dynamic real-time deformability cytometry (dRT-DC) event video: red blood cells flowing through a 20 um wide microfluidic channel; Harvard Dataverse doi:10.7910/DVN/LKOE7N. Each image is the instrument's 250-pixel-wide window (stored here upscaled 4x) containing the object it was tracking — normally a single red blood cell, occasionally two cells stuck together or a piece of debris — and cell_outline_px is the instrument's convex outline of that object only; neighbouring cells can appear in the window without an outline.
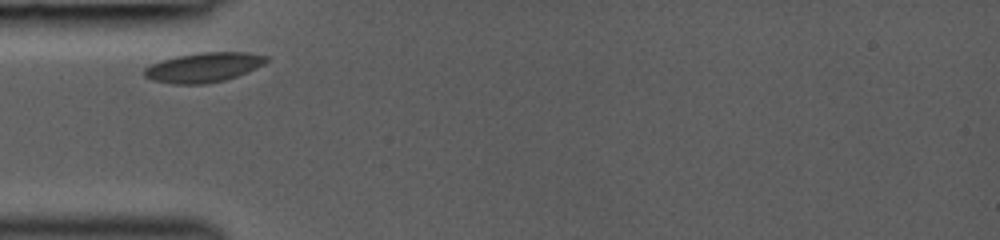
{"species": "common noctule bat (a hibernating species)", "species_latin": "Nyctalus noctula", "temperature_condition": "room temperature", "stored_images_in_passage": 27, "camera_frame_rate_fps": 3000, "um_per_image_px": 0.085, "animal": {"sex": "female", "body_mass_g": 19.0, "forearm_length_mm": 53.3}, "frame": {"image": 1, "passage_image": 1, "time_ms": 0.0, "image_size_px": [1000, 240], "cell_outline_px": [[268, 60], [264, 64], [256, 68], [236, 76], [224, 80], [204, 84], [172, 84], [152, 80], [144, 76], [144, 68], [160, 60], [176, 56], [200, 52], [248, 52], [268, 56]], "centroid_in_image_um": [17.3, 5.72], "position_along_channel_um": 67.7, "area_um2": 21.1}}
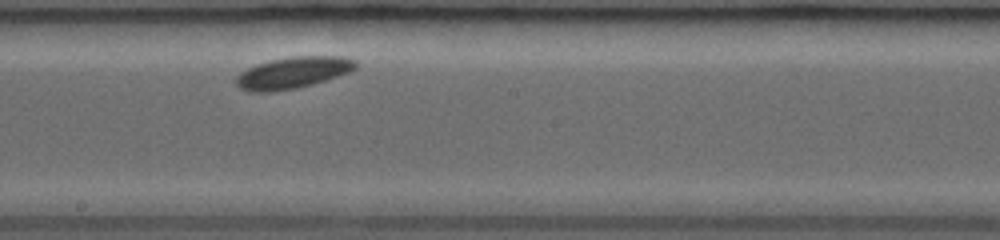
{"frame": {"image": 2, "passage_image": 14, "time_ms": 4.0, "image_size_px": [1000, 240], "cell_outline_px": [[356, 68], [348, 72], [328, 80], [296, 88], [272, 92], [248, 92], [240, 88], [236, 84], [236, 76], [240, 72], [256, 64], [272, 60], [292, 56], [344, 56], [356, 60]], "centroid_in_image_um": [24.89, 6.18], "position_along_channel_um": 223.3, "area_um2": 22.08}}
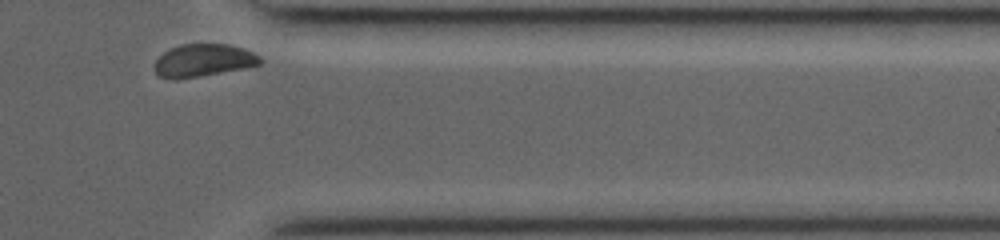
{"frame": {"image": 3, "passage_image": 27, "time_ms": 8.333, "image_size_px": [1000, 240], "cell_outline_px": [[260, 64], [200, 76], [160, 76], [156, 72], [156, 60], [164, 52], [180, 44], [228, 44], [244, 48], [260, 56]], "centroid_in_image_um": [17.33, 5.08], "position_along_channel_um": 394.1, "area_um2": 19.07}}